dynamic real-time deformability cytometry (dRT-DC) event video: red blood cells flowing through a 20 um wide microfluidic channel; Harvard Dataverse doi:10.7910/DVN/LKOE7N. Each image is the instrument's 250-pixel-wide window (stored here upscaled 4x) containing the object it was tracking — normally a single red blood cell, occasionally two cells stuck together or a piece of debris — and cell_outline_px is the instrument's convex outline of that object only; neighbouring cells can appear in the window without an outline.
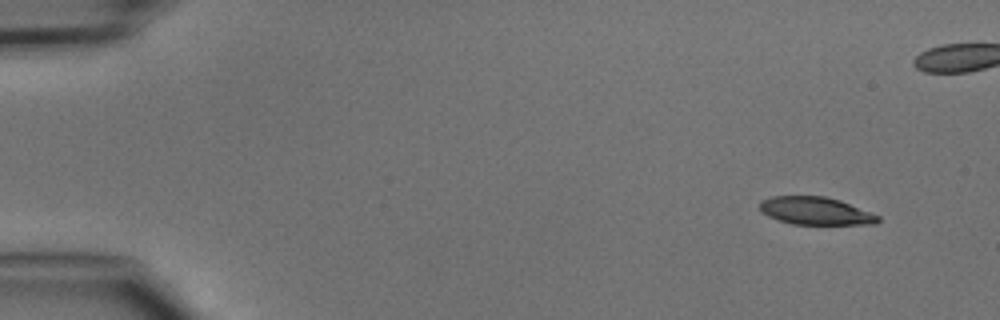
{"species": "common noctule bat (a hibernating species)", "species_latin": "Nyctalus noctula", "temperature_condition": "cold", "stored_images_in_passage": 5, "camera_frame_rate_fps": 3000, "um_per_image_px": 0.085, "animal": {"sex": "male", "body_mass_g": 15.6}, "frame": {"image": 1, "passage_image": 1, "time_ms": 0.0, "image_size_px": [1000, 320], "cell_outline_px": [[880, 220], [876, 224], [792, 224], [768, 216], [760, 212], [760, 200], [772, 196], [824, 196], [840, 200], [880, 216]], "centroid_in_image_um": [69.31, 17.92], "position_along_channel_um": 15.7, "area_um2": 19.07}}